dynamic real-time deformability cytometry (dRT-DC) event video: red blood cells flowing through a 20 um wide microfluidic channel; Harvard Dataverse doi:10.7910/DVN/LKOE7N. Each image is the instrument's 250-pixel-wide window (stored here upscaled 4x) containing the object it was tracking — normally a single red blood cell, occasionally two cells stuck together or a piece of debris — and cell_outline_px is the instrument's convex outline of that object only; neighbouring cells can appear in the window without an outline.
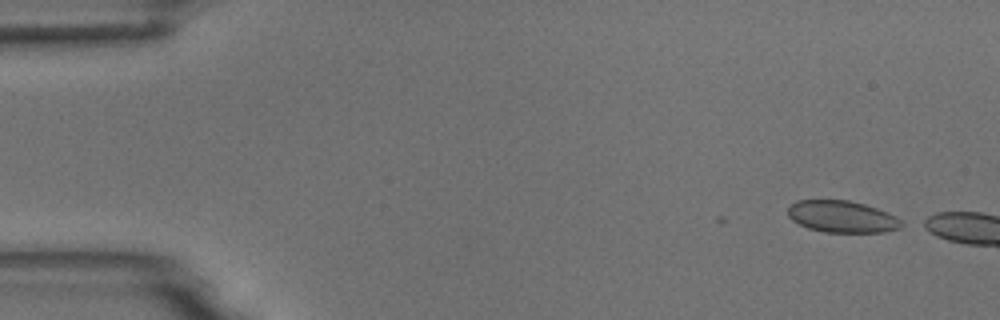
{"species": "common noctule bat (a hibernating species)", "species_latin": "Nyctalus noctula", "temperature_condition": "room temperature", "stored_images_in_passage": 2, "camera_frame_rate_fps": 3000, "um_per_image_px": 0.085, "animal": {"sex": "male", "body_mass_g": 18.8}, "frame": {"image": 1, "passage_image": 1, "time_ms": 0.0, "image_size_px": [1000, 320], "cell_outline_px": [[908, 224], [900, 228], [884, 232], [824, 232], [808, 228], [792, 220], [788, 216], [788, 208], [796, 200], [848, 200], [864, 204], [876, 208], [896, 216]], "centroid_in_image_um": [71.61, 18.42], "position_along_channel_um": 13.4, "area_um2": 21.15}}